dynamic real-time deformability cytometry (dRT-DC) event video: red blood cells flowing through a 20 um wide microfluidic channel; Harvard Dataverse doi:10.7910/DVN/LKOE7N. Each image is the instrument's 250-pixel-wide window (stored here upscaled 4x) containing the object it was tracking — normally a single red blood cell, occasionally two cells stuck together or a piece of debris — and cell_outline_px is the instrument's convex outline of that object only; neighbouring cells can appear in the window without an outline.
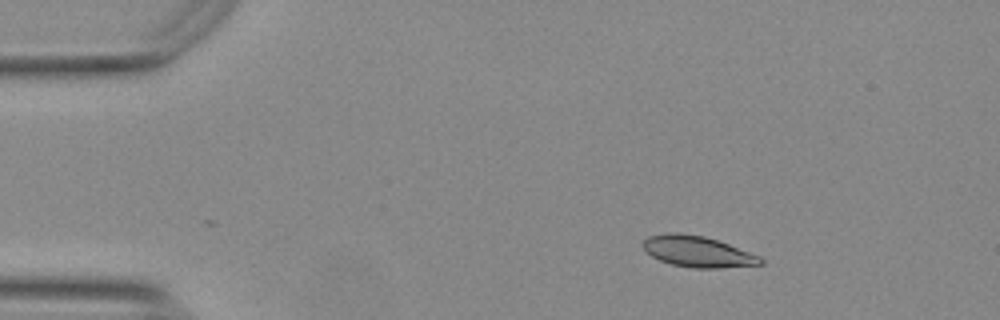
{"species": "Egyptian fruit bat (a non-hibernating species)", "species_latin": "Rousettus aegyptiacus", "temperature_condition": "warm", "stored_images_in_passage": 36, "camera_frame_rate_fps": 3000, "um_per_image_px": 0.085, "animal": {"sex": "female"}, "frame": {"image": 1, "passage_image": 1, "time_ms": 0.0, "image_size_px": [1000, 320], "cell_outline_px": [[764, 264], [720, 268], [692, 268], [672, 264], [660, 260], [652, 256], [644, 248], [644, 240], [648, 236], [668, 232], [676, 232], [704, 236], [728, 244], [760, 256], [764, 260]], "centroid_in_image_um": [59.32, 21.38], "position_along_channel_um": 25.7, "area_um2": 21.1}}
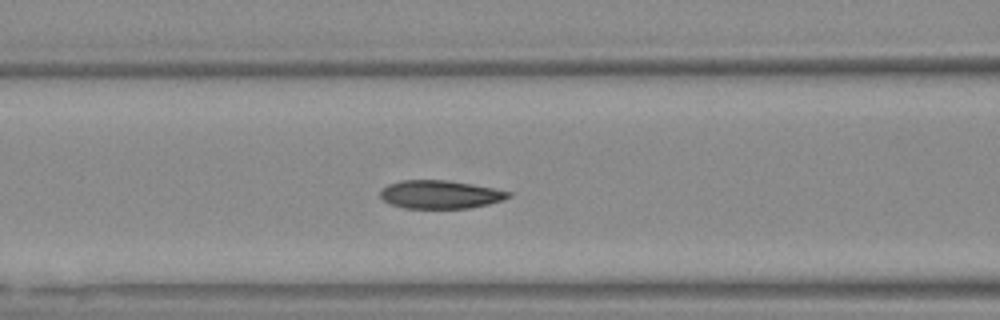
{"frame": {"image": 2, "passage_image": 15, "time_ms": 4.667, "image_size_px": [1000, 320], "cell_outline_px": [[512, 196], [504, 200], [488, 204], [468, 208], [404, 208], [392, 204], [384, 200], [380, 196], [380, 192], [388, 184], [404, 180], [444, 180], [472, 184], [512, 192]], "centroid_in_image_um": [37.45, 16.53], "position_along_channel_um": 129.2, "area_um2": 20.92}}
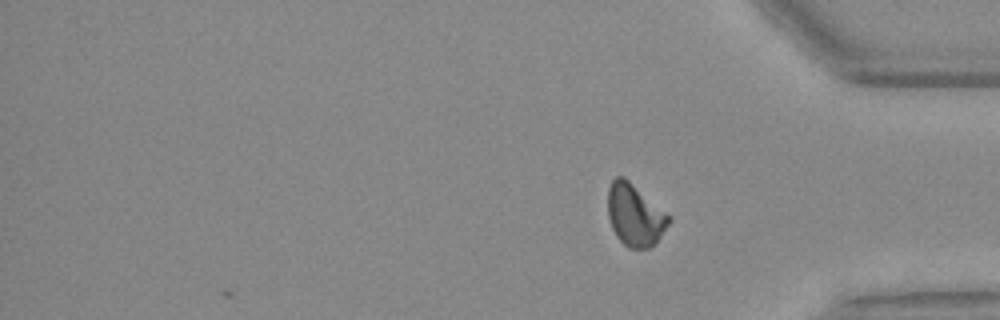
{"frame": {"image": 3, "passage_image": 36, "time_ms": 11.667, "image_size_px": [1000, 320], "cell_outline_px": [[672, 220], [652, 248], [628, 248], [616, 236], [612, 228], [608, 216], [608, 188], [612, 180], [616, 176], [624, 176], [672, 216]], "centroid_in_image_um": [53.99, 18.27], "position_along_channel_um": 381.2, "area_um2": 22.31}, "authors_computed_cell_mechanics": {"area_um2": 21.6172, "velocity_mm_per_s": 3.7528, "shape_relaxation_time_tau1_ms": 5.5984, "shape_relaxation_time_tau2_ms": 2.4848, "deformation_change_tau1": 0.1529, "deformation_change_tau2": 0.0694}}